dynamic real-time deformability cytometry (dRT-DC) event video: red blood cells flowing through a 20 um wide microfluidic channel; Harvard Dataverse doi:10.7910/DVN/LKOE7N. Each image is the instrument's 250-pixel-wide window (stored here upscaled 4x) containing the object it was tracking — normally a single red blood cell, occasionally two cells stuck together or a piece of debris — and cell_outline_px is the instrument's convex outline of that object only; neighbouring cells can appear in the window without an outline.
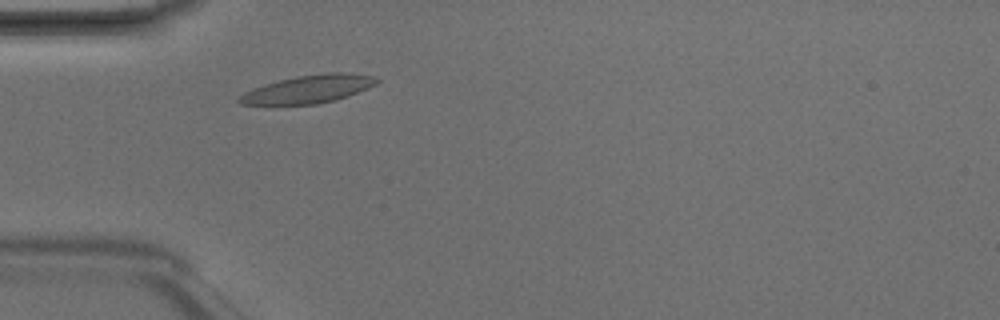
{"species": "Egyptian fruit bat (a non-hibernating species)", "species_latin": "Rousettus aegyptiacus", "temperature_condition": "room temperature", "stored_images_in_passage": 2, "camera_frame_rate_fps": 3000, "um_per_image_px": 0.085, "animal": {"sex": "male"}, "frame": {"image": 1, "passage_image": 2, "time_ms": 0.333, "image_size_px": [1000, 320], "cell_outline_px": [[380, 80], [376, 84], [368, 88], [348, 96], [316, 104], [240, 104], [236, 100], [236, 96], [252, 88], [264, 84], [296, 76], [328, 72], [344, 72], [372, 76]], "centroid_in_image_um": [26.18, 7.57], "position_along_channel_um": 58.8, "area_um2": 22.31}}